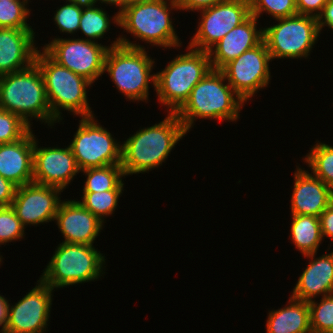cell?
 I'll use <instances>...</instances> for the list:
<instances>
[{
    "label": "cell",
    "instance_id": "obj_1",
    "mask_svg": "<svg viewBox=\"0 0 333 333\" xmlns=\"http://www.w3.org/2000/svg\"><path fill=\"white\" fill-rule=\"evenodd\" d=\"M186 134L177 115L170 112L162 122L137 131L122 144L121 167L124 175L158 168Z\"/></svg>",
    "mask_w": 333,
    "mask_h": 333
},
{
    "label": "cell",
    "instance_id": "obj_2",
    "mask_svg": "<svg viewBox=\"0 0 333 333\" xmlns=\"http://www.w3.org/2000/svg\"><path fill=\"white\" fill-rule=\"evenodd\" d=\"M225 80L221 70L211 69L192 89L188 100L175 113L187 132L198 117L219 121L239 119L245 101Z\"/></svg>",
    "mask_w": 333,
    "mask_h": 333
},
{
    "label": "cell",
    "instance_id": "obj_3",
    "mask_svg": "<svg viewBox=\"0 0 333 333\" xmlns=\"http://www.w3.org/2000/svg\"><path fill=\"white\" fill-rule=\"evenodd\" d=\"M0 108L15 113L30 127L33 117L48 126L58 122L52 116L44 78L35 62L26 69L0 76Z\"/></svg>",
    "mask_w": 333,
    "mask_h": 333
},
{
    "label": "cell",
    "instance_id": "obj_4",
    "mask_svg": "<svg viewBox=\"0 0 333 333\" xmlns=\"http://www.w3.org/2000/svg\"><path fill=\"white\" fill-rule=\"evenodd\" d=\"M120 45L108 49L105 58L106 71L117 89L129 100H149V83L156 90V74H151L154 59L147 55L145 47L119 36Z\"/></svg>",
    "mask_w": 333,
    "mask_h": 333
},
{
    "label": "cell",
    "instance_id": "obj_5",
    "mask_svg": "<svg viewBox=\"0 0 333 333\" xmlns=\"http://www.w3.org/2000/svg\"><path fill=\"white\" fill-rule=\"evenodd\" d=\"M35 63L44 78L52 116L58 122L62 120V109L80 117L94 115L86 91L92 82L58 64L43 49L42 53L37 51Z\"/></svg>",
    "mask_w": 333,
    "mask_h": 333
},
{
    "label": "cell",
    "instance_id": "obj_6",
    "mask_svg": "<svg viewBox=\"0 0 333 333\" xmlns=\"http://www.w3.org/2000/svg\"><path fill=\"white\" fill-rule=\"evenodd\" d=\"M187 47V53L177 55L156 73V94L170 113L184 105L192 89L212 69L208 52Z\"/></svg>",
    "mask_w": 333,
    "mask_h": 333
},
{
    "label": "cell",
    "instance_id": "obj_7",
    "mask_svg": "<svg viewBox=\"0 0 333 333\" xmlns=\"http://www.w3.org/2000/svg\"><path fill=\"white\" fill-rule=\"evenodd\" d=\"M105 256L93 245L62 242L58 245L40 280L54 288L94 281L103 274Z\"/></svg>",
    "mask_w": 333,
    "mask_h": 333
},
{
    "label": "cell",
    "instance_id": "obj_8",
    "mask_svg": "<svg viewBox=\"0 0 333 333\" xmlns=\"http://www.w3.org/2000/svg\"><path fill=\"white\" fill-rule=\"evenodd\" d=\"M171 8L179 9L177 0L131 3L119 15V27L134 38L164 49L181 47L170 18Z\"/></svg>",
    "mask_w": 333,
    "mask_h": 333
},
{
    "label": "cell",
    "instance_id": "obj_9",
    "mask_svg": "<svg viewBox=\"0 0 333 333\" xmlns=\"http://www.w3.org/2000/svg\"><path fill=\"white\" fill-rule=\"evenodd\" d=\"M276 20L278 24L263 28V41L271 60L308 57L321 32L317 18L296 14Z\"/></svg>",
    "mask_w": 333,
    "mask_h": 333
},
{
    "label": "cell",
    "instance_id": "obj_10",
    "mask_svg": "<svg viewBox=\"0 0 333 333\" xmlns=\"http://www.w3.org/2000/svg\"><path fill=\"white\" fill-rule=\"evenodd\" d=\"M120 45L119 37L110 46L96 41L54 38L43 50L58 64L94 83L104 72L105 58L109 48Z\"/></svg>",
    "mask_w": 333,
    "mask_h": 333
},
{
    "label": "cell",
    "instance_id": "obj_11",
    "mask_svg": "<svg viewBox=\"0 0 333 333\" xmlns=\"http://www.w3.org/2000/svg\"><path fill=\"white\" fill-rule=\"evenodd\" d=\"M69 147L80 170L121 164L122 144L95 121V116L82 117Z\"/></svg>",
    "mask_w": 333,
    "mask_h": 333
},
{
    "label": "cell",
    "instance_id": "obj_12",
    "mask_svg": "<svg viewBox=\"0 0 333 333\" xmlns=\"http://www.w3.org/2000/svg\"><path fill=\"white\" fill-rule=\"evenodd\" d=\"M271 57L264 41L226 64L221 71L226 82L246 102L259 89L268 87Z\"/></svg>",
    "mask_w": 333,
    "mask_h": 333
},
{
    "label": "cell",
    "instance_id": "obj_13",
    "mask_svg": "<svg viewBox=\"0 0 333 333\" xmlns=\"http://www.w3.org/2000/svg\"><path fill=\"white\" fill-rule=\"evenodd\" d=\"M199 11L201 21L188 46L206 52L251 15L249 0H230Z\"/></svg>",
    "mask_w": 333,
    "mask_h": 333
},
{
    "label": "cell",
    "instance_id": "obj_14",
    "mask_svg": "<svg viewBox=\"0 0 333 333\" xmlns=\"http://www.w3.org/2000/svg\"><path fill=\"white\" fill-rule=\"evenodd\" d=\"M15 305H8L3 333H43L49 322L53 289L40 279Z\"/></svg>",
    "mask_w": 333,
    "mask_h": 333
},
{
    "label": "cell",
    "instance_id": "obj_15",
    "mask_svg": "<svg viewBox=\"0 0 333 333\" xmlns=\"http://www.w3.org/2000/svg\"><path fill=\"white\" fill-rule=\"evenodd\" d=\"M61 192L60 188L34 182L18 186L11 207L24 227L54 221Z\"/></svg>",
    "mask_w": 333,
    "mask_h": 333
},
{
    "label": "cell",
    "instance_id": "obj_16",
    "mask_svg": "<svg viewBox=\"0 0 333 333\" xmlns=\"http://www.w3.org/2000/svg\"><path fill=\"white\" fill-rule=\"evenodd\" d=\"M34 135L33 182L64 190L80 172L70 147H40Z\"/></svg>",
    "mask_w": 333,
    "mask_h": 333
},
{
    "label": "cell",
    "instance_id": "obj_17",
    "mask_svg": "<svg viewBox=\"0 0 333 333\" xmlns=\"http://www.w3.org/2000/svg\"><path fill=\"white\" fill-rule=\"evenodd\" d=\"M54 220L66 243L93 245L103 229V222L76 200L62 201Z\"/></svg>",
    "mask_w": 333,
    "mask_h": 333
},
{
    "label": "cell",
    "instance_id": "obj_18",
    "mask_svg": "<svg viewBox=\"0 0 333 333\" xmlns=\"http://www.w3.org/2000/svg\"><path fill=\"white\" fill-rule=\"evenodd\" d=\"M291 195V214L320 217L333 202V191L312 173L296 168Z\"/></svg>",
    "mask_w": 333,
    "mask_h": 333
},
{
    "label": "cell",
    "instance_id": "obj_19",
    "mask_svg": "<svg viewBox=\"0 0 333 333\" xmlns=\"http://www.w3.org/2000/svg\"><path fill=\"white\" fill-rule=\"evenodd\" d=\"M257 21L255 16L250 15L208 51L212 69L221 70L230 61L263 41V29H257Z\"/></svg>",
    "mask_w": 333,
    "mask_h": 333
},
{
    "label": "cell",
    "instance_id": "obj_20",
    "mask_svg": "<svg viewBox=\"0 0 333 333\" xmlns=\"http://www.w3.org/2000/svg\"><path fill=\"white\" fill-rule=\"evenodd\" d=\"M33 29L0 28V76L21 71L35 62L38 51Z\"/></svg>",
    "mask_w": 333,
    "mask_h": 333
},
{
    "label": "cell",
    "instance_id": "obj_21",
    "mask_svg": "<svg viewBox=\"0 0 333 333\" xmlns=\"http://www.w3.org/2000/svg\"><path fill=\"white\" fill-rule=\"evenodd\" d=\"M30 129L21 139L0 144V176L17 186L33 182L34 134Z\"/></svg>",
    "mask_w": 333,
    "mask_h": 333
},
{
    "label": "cell",
    "instance_id": "obj_22",
    "mask_svg": "<svg viewBox=\"0 0 333 333\" xmlns=\"http://www.w3.org/2000/svg\"><path fill=\"white\" fill-rule=\"evenodd\" d=\"M317 253L303 255L310 263L300 275L291 297L309 302L333 294V252L315 258Z\"/></svg>",
    "mask_w": 333,
    "mask_h": 333
},
{
    "label": "cell",
    "instance_id": "obj_23",
    "mask_svg": "<svg viewBox=\"0 0 333 333\" xmlns=\"http://www.w3.org/2000/svg\"><path fill=\"white\" fill-rule=\"evenodd\" d=\"M288 303L268 313L266 333H312L308 302L290 296Z\"/></svg>",
    "mask_w": 333,
    "mask_h": 333
},
{
    "label": "cell",
    "instance_id": "obj_24",
    "mask_svg": "<svg viewBox=\"0 0 333 333\" xmlns=\"http://www.w3.org/2000/svg\"><path fill=\"white\" fill-rule=\"evenodd\" d=\"M291 218L292 243L302 255L317 253L323 240L320 218L309 215H292Z\"/></svg>",
    "mask_w": 333,
    "mask_h": 333
},
{
    "label": "cell",
    "instance_id": "obj_25",
    "mask_svg": "<svg viewBox=\"0 0 333 333\" xmlns=\"http://www.w3.org/2000/svg\"><path fill=\"white\" fill-rule=\"evenodd\" d=\"M87 178L83 192H103L109 190H123L122 177H125L121 164L80 170Z\"/></svg>",
    "mask_w": 333,
    "mask_h": 333
},
{
    "label": "cell",
    "instance_id": "obj_26",
    "mask_svg": "<svg viewBox=\"0 0 333 333\" xmlns=\"http://www.w3.org/2000/svg\"><path fill=\"white\" fill-rule=\"evenodd\" d=\"M305 156L303 159L311 173L333 191V146L317 142Z\"/></svg>",
    "mask_w": 333,
    "mask_h": 333
},
{
    "label": "cell",
    "instance_id": "obj_27",
    "mask_svg": "<svg viewBox=\"0 0 333 333\" xmlns=\"http://www.w3.org/2000/svg\"><path fill=\"white\" fill-rule=\"evenodd\" d=\"M122 191L83 192L82 202H79L104 223V218L112 215L117 208Z\"/></svg>",
    "mask_w": 333,
    "mask_h": 333
},
{
    "label": "cell",
    "instance_id": "obj_28",
    "mask_svg": "<svg viewBox=\"0 0 333 333\" xmlns=\"http://www.w3.org/2000/svg\"><path fill=\"white\" fill-rule=\"evenodd\" d=\"M100 8L95 6L83 8L79 30L86 35L85 40L87 38V40L91 41L92 39V41H96L95 39L103 38L104 34L107 33L106 31L110 28L111 20L109 15L102 7Z\"/></svg>",
    "mask_w": 333,
    "mask_h": 333
},
{
    "label": "cell",
    "instance_id": "obj_29",
    "mask_svg": "<svg viewBox=\"0 0 333 333\" xmlns=\"http://www.w3.org/2000/svg\"><path fill=\"white\" fill-rule=\"evenodd\" d=\"M28 0H0V28L32 29Z\"/></svg>",
    "mask_w": 333,
    "mask_h": 333
},
{
    "label": "cell",
    "instance_id": "obj_30",
    "mask_svg": "<svg viewBox=\"0 0 333 333\" xmlns=\"http://www.w3.org/2000/svg\"><path fill=\"white\" fill-rule=\"evenodd\" d=\"M312 333H333V294L308 302Z\"/></svg>",
    "mask_w": 333,
    "mask_h": 333
},
{
    "label": "cell",
    "instance_id": "obj_31",
    "mask_svg": "<svg viewBox=\"0 0 333 333\" xmlns=\"http://www.w3.org/2000/svg\"><path fill=\"white\" fill-rule=\"evenodd\" d=\"M250 14L257 19L262 12L280 19L294 16L297 13L296 0H249Z\"/></svg>",
    "mask_w": 333,
    "mask_h": 333
},
{
    "label": "cell",
    "instance_id": "obj_32",
    "mask_svg": "<svg viewBox=\"0 0 333 333\" xmlns=\"http://www.w3.org/2000/svg\"><path fill=\"white\" fill-rule=\"evenodd\" d=\"M30 129L18 115L0 108V144L17 141Z\"/></svg>",
    "mask_w": 333,
    "mask_h": 333
},
{
    "label": "cell",
    "instance_id": "obj_33",
    "mask_svg": "<svg viewBox=\"0 0 333 333\" xmlns=\"http://www.w3.org/2000/svg\"><path fill=\"white\" fill-rule=\"evenodd\" d=\"M25 227L11 206H0V245L24 238Z\"/></svg>",
    "mask_w": 333,
    "mask_h": 333
},
{
    "label": "cell",
    "instance_id": "obj_34",
    "mask_svg": "<svg viewBox=\"0 0 333 333\" xmlns=\"http://www.w3.org/2000/svg\"><path fill=\"white\" fill-rule=\"evenodd\" d=\"M83 8L75 3H67L56 10L54 21L60 32L73 34L79 31V22Z\"/></svg>",
    "mask_w": 333,
    "mask_h": 333
},
{
    "label": "cell",
    "instance_id": "obj_35",
    "mask_svg": "<svg viewBox=\"0 0 333 333\" xmlns=\"http://www.w3.org/2000/svg\"><path fill=\"white\" fill-rule=\"evenodd\" d=\"M329 0H296L297 13L318 17Z\"/></svg>",
    "mask_w": 333,
    "mask_h": 333
},
{
    "label": "cell",
    "instance_id": "obj_36",
    "mask_svg": "<svg viewBox=\"0 0 333 333\" xmlns=\"http://www.w3.org/2000/svg\"><path fill=\"white\" fill-rule=\"evenodd\" d=\"M230 0H177L179 10H190V11H195L197 12L199 10L209 8L211 6H214L216 4L222 3V2H227Z\"/></svg>",
    "mask_w": 333,
    "mask_h": 333
},
{
    "label": "cell",
    "instance_id": "obj_37",
    "mask_svg": "<svg viewBox=\"0 0 333 333\" xmlns=\"http://www.w3.org/2000/svg\"><path fill=\"white\" fill-rule=\"evenodd\" d=\"M17 187L10 180L0 176V206H11Z\"/></svg>",
    "mask_w": 333,
    "mask_h": 333
},
{
    "label": "cell",
    "instance_id": "obj_38",
    "mask_svg": "<svg viewBox=\"0 0 333 333\" xmlns=\"http://www.w3.org/2000/svg\"><path fill=\"white\" fill-rule=\"evenodd\" d=\"M322 237L333 240V202L320 215Z\"/></svg>",
    "mask_w": 333,
    "mask_h": 333
},
{
    "label": "cell",
    "instance_id": "obj_39",
    "mask_svg": "<svg viewBox=\"0 0 333 333\" xmlns=\"http://www.w3.org/2000/svg\"><path fill=\"white\" fill-rule=\"evenodd\" d=\"M320 31L327 26L333 30V0H329L323 7L321 14L317 17Z\"/></svg>",
    "mask_w": 333,
    "mask_h": 333
},
{
    "label": "cell",
    "instance_id": "obj_40",
    "mask_svg": "<svg viewBox=\"0 0 333 333\" xmlns=\"http://www.w3.org/2000/svg\"><path fill=\"white\" fill-rule=\"evenodd\" d=\"M100 1L102 4H111V5H115L116 7H120L119 11L117 12V14H115V16H113V18L111 19L112 21L114 20V24L116 23V25L119 26V15L124 11V9L129 5V0H98Z\"/></svg>",
    "mask_w": 333,
    "mask_h": 333
},
{
    "label": "cell",
    "instance_id": "obj_41",
    "mask_svg": "<svg viewBox=\"0 0 333 333\" xmlns=\"http://www.w3.org/2000/svg\"><path fill=\"white\" fill-rule=\"evenodd\" d=\"M8 305H9L8 300L4 298V296L0 295V326H2V328L0 327L1 333L4 332L5 325L7 322Z\"/></svg>",
    "mask_w": 333,
    "mask_h": 333
},
{
    "label": "cell",
    "instance_id": "obj_42",
    "mask_svg": "<svg viewBox=\"0 0 333 333\" xmlns=\"http://www.w3.org/2000/svg\"><path fill=\"white\" fill-rule=\"evenodd\" d=\"M66 2L75 3L80 8H89L96 6L95 4L98 2V0H66Z\"/></svg>",
    "mask_w": 333,
    "mask_h": 333
},
{
    "label": "cell",
    "instance_id": "obj_43",
    "mask_svg": "<svg viewBox=\"0 0 333 333\" xmlns=\"http://www.w3.org/2000/svg\"><path fill=\"white\" fill-rule=\"evenodd\" d=\"M157 0H129V4L131 3H145V2H154Z\"/></svg>",
    "mask_w": 333,
    "mask_h": 333
}]
</instances>
